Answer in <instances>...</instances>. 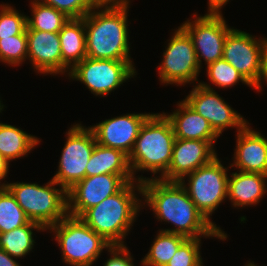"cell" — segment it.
<instances>
[{"label":"cell","instance_id":"cell-1","mask_svg":"<svg viewBox=\"0 0 267 266\" xmlns=\"http://www.w3.org/2000/svg\"><path fill=\"white\" fill-rule=\"evenodd\" d=\"M142 207L151 208L158 221L171 223L172 228L160 231L186 238H227L197 209L179 181L149 178L141 182ZM175 227V228H174Z\"/></svg>","mask_w":267,"mask_h":266},{"label":"cell","instance_id":"cell-2","mask_svg":"<svg viewBox=\"0 0 267 266\" xmlns=\"http://www.w3.org/2000/svg\"><path fill=\"white\" fill-rule=\"evenodd\" d=\"M129 5L130 3H98L83 17L87 57L132 61L128 33Z\"/></svg>","mask_w":267,"mask_h":266},{"label":"cell","instance_id":"cell-3","mask_svg":"<svg viewBox=\"0 0 267 266\" xmlns=\"http://www.w3.org/2000/svg\"><path fill=\"white\" fill-rule=\"evenodd\" d=\"M140 196L141 182L130 181L119 192L87 209L80 218L111 245H126L124 240L144 208Z\"/></svg>","mask_w":267,"mask_h":266},{"label":"cell","instance_id":"cell-4","mask_svg":"<svg viewBox=\"0 0 267 266\" xmlns=\"http://www.w3.org/2000/svg\"><path fill=\"white\" fill-rule=\"evenodd\" d=\"M175 135L170 120L162 113H151L142 124L134 147L128 156L134 180L145 181L149 177L136 176L150 171L151 178H160L172 160ZM158 174L159 176H157Z\"/></svg>","mask_w":267,"mask_h":266},{"label":"cell","instance_id":"cell-5","mask_svg":"<svg viewBox=\"0 0 267 266\" xmlns=\"http://www.w3.org/2000/svg\"><path fill=\"white\" fill-rule=\"evenodd\" d=\"M6 187L14 195L28 219L40 224L46 231L68 214L67 191L53 179L44 185L12 182Z\"/></svg>","mask_w":267,"mask_h":266},{"label":"cell","instance_id":"cell-6","mask_svg":"<svg viewBox=\"0 0 267 266\" xmlns=\"http://www.w3.org/2000/svg\"><path fill=\"white\" fill-rule=\"evenodd\" d=\"M61 250L62 262L69 266H92L103 249L112 245L91 229L80 217L66 215L48 229Z\"/></svg>","mask_w":267,"mask_h":266},{"label":"cell","instance_id":"cell-7","mask_svg":"<svg viewBox=\"0 0 267 266\" xmlns=\"http://www.w3.org/2000/svg\"><path fill=\"white\" fill-rule=\"evenodd\" d=\"M228 168L231 167H224L217 156L210 163L187 174L179 181L197 209L226 238L228 235L213 220L211 221V216L227 198Z\"/></svg>","mask_w":267,"mask_h":266},{"label":"cell","instance_id":"cell-8","mask_svg":"<svg viewBox=\"0 0 267 266\" xmlns=\"http://www.w3.org/2000/svg\"><path fill=\"white\" fill-rule=\"evenodd\" d=\"M165 46L163 59L157 66L161 85L198 84L197 79L201 68L197 61L192 39L188 33L179 26ZM196 81V83H195ZM163 83V84H162Z\"/></svg>","mask_w":267,"mask_h":266},{"label":"cell","instance_id":"cell-9","mask_svg":"<svg viewBox=\"0 0 267 266\" xmlns=\"http://www.w3.org/2000/svg\"><path fill=\"white\" fill-rule=\"evenodd\" d=\"M133 61L100 60L86 57L69 72V79L83 83L95 96H107L136 77Z\"/></svg>","mask_w":267,"mask_h":266},{"label":"cell","instance_id":"cell-10","mask_svg":"<svg viewBox=\"0 0 267 266\" xmlns=\"http://www.w3.org/2000/svg\"><path fill=\"white\" fill-rule=\"evenodd\" d=\"M66 141L58 164V171L52 179L66 191L85 178V170L94 150L96 139L93 131L80 122L66 131Z\"/></svg>","mask_w":267,"mask_h":266},{"label":"cell","instance_id":"cell-11","mask_svg":"<svg viewBox=\"0 0 267 266\" xmlns=\"http://www.w3.org/2000/svg\"><path fill=\"white\" fill-rule=\"evenodd\" d=\"M180 26L192 39L197 61L202 69V60L208 65L223 58L224 43L228 32L233 28L228 26L222 11H208L203 16L193 13Z\"/></svg>","mask_w":267,"mask_h":266},{"label":"cell","instance_id":"cell-12","mask_svg":"<svg viewBox=\"0 0 267 266\" xmlns=\"http://www.w3.org/2000/svg\"><path fill=\"white\" fill-rule=\"evenodd\" d=\"M189 92L183 101L206 119L219 137L225 129L235 128L238 132L248 123L207 82H199Z\"/></svg>","mask_w":267,"mask_h":266},{"label":"cell","instance_id":"cell-13","mask_svg":"<svg viewBox=\"0 0 267 266\" xmlns=\"http://www.w3.org/2000/svg\"><path fill=\"white\" fill-rule=\"evenodd\" d=\"M264 37L234 29L228 32L223 59L231 64L255 89L261 86Z\"/></svg>","mask_w":267,"mask_h":266},{"label":"cell","instance_id":"cell-14","mask_svg":"<svg viewBox=\"0 0 267 266\" xmlns=\"http://www.w3.org/2000/svg\"><path fill=\"white\" fill-rule=\"evenodd\" d=\"M133 174H102L85 177L67 190V213L80 217L87 209L119 192Z\"/></svg>","mask_w":267,"mask_h":266},{"label":"cell","instance_id":"cell-15","mask_svg":"<svg viewBox=\"0 0 267 266\" xmlns=\"http://www.w3.org/2000/svg\"><path fill=\"white\" fill-rule=\"evenodd\" d=\"M149 115L150 112L127 113L90 125V128L95 135L96 143L121 150L129 156L139 130Z\"/></svg>","mask_w":267,"mask_h":266},{"label":"cell","instance_id":"cell-16","mask_svg":"<svg viewBox=\"0 0 267 266\" xmlns=\"http://www.w3.org/2000/svg\"><path fill=\"white\" fill-rule=\"evenodd\" d=\"M216 142L176 138L171 163L159 179L180 181L187 174L210 163L218 155L214 148Z\"/></svg>","mask_w":267,"mask_h":266},{"label":"cell","instance_id":"cell-17","mask_svg":"<svg viewBox=\"0 0 267 266\" xmlns=\"http://www.w3.org/2000/svg\"><path fill=\"white\" fill-rule=\"evenodd\" d=\"M27 59L38 74L62 75L61 43L58 33L26 30Z\"/></svg>","mask_w":267,"mask_h":266},{"label":"cell","instance_id":"cell-18","mask_svg":"<svg viewBox=\"0 0 267 266\" xmlns=\"http://www.w3.org/2000/svg\"><path fill=\"white\" fill-rule=\"evenodd\" d=\"M248 122L236 133V148L230 167L243 172L267 175V138Z\"/></svg>","mask_w":267,"mask_h":266},{"label":"cell","instance_id":"cell-19","mask_svg":"<svg viewBox=\"0 0 267 266\" xmlns=\"http://www.w3.org/2000/svg\"><path fill=\"white\" fill-rule=\"evenodd\" d=\"M266 183L267 175L237 170L228 177L227 198L233 208L256 206L267 192Z\"/></svg>","mask_w":267,"mask_h":266},{"label":"cell","instance_id":"cell-20","mask_svg":"<svg viewBox=\"0 0 267 266\" xmlns=\"http://www.w3.org/2000/svg\"><path fill=\"white\" fill-rule=\"evenodd\" d=\"M176 108L170 114L163 112L170 120L176 138L217 141L219 136L214 132L209 122L184 101L177 102Z\"/></svg>","mask_w":267,"mask_h":266},{"label":"cell","instance_id":"cell-21","mask_svg":"<svg viewBox=\"0 0 267 266\" xmlns=\"http://www.w3.org/2000/svg\"><path fill=\"white\" fill-rule=\"evenodd\" d=\"M61 43L62 74L87 57L86 32L83 18H70L58 32Z\"/></svg>","mask_w":267,"mask_h":266},{"label":"cell","instance_id":"cell-22","mask_svg":"<svg viewBox=\"0 0 267 266\" xmlns=\"http://www.w3.org/2000/svg\"><path fill=\"white\" fill-rule=\"evenodd\" d=\"M102 174H132L128 155L96 143L86 166L85 177Z\"/></svg>","mask_w":267,"mask_h":266},{"label":"cell","instance_id":"cell-23","mask_svg":"<svg viewBox=\"0 0 267 266\" xmlns=\"http://www.w3.org/2000/svg\"><path fill=\"white\" fill-rule=\"evenodd\" d=\"M39 139L20 127L0 122V154L9 162L28 156L40 144Z\"/></svg>","mask_w":267,"mask_h":266},{"label":"cell","instance_id":"cell-24","mask_svg":"<svg viewBox=\"0 0 267 266\" xmlns=\"http://www.w3.org/2000/svg\"><path fill=\"white\" fill-rule=\"evenodd\" d=\"M46 232L38 223L30 221L28 224L15 228L6 233H0V248L11 257L24 258L34 249V232Z\"/></svg>","mask_w":267,"mask_h":266},{"label":"cell","instance_id":"cell-25","mask_svg":"<svg viewBox=\"0 0 267 266\" xmlns=\"http://www.w3.org/2000/svg\"><path fill=\"white\" fill-rule=\"evenodd\" d=\"M31 17L27 15L26 30H38L58 33L64 24L70 19L63 12L39 0H31Z\"/></svg>","mask_w":267,"mask_h":266},{"label":"cell","instance_id":"cell-26","mask_svg":"<svg viewBox=\"0 0 267 266\" xmlns=\"http://www.w3.org/2000/svg\"><path fill=\"white\" fill-rule=\"evenodd\" d=\"M158 231L148 253L141 260L142 266H166L179 246L187 239L179 234Z\"/></svg>","mask_w":267,"mask_h":266},{"label":"cell","instance_id":"cell-27","mask_svg":"<svg viewBox=\"0 0 267 266\" xmlns=\"http://www.w3.org/2000/svg\"><path fill=\"white\" fill-rule=\"evenodd\" d=\"M30 222L14 195L0 187V233L9 232Z\"/></svg>","mask_w":267,"mask_h":266},{"label":"cell","instance_id":"cell-28","mask_svg":"<svg viewBox=\"0 0 267 266\" xmlns=\"http://www.w3.org/2000/svg\"><path fill=\"white\" fill-rule=\"evenodd\" d=\"M206 76L218 88H231L234 85L246 84L248 87L256 90L231 64L223 58L218 59L206 66Z\"/></svg>","mask_w":267,"mask_h":266},{"label":"cell","instance_id":"cell-29","mask_svg":"<svg viewBox=\"0 0 267 266\" xmlns=\"http://www.w3.org/2000/svg\"><path fill=\"white\" fill-rule=\"evenodd\" d=\"M28 54L26 29L20 35L0 39V62L8 66L25 63Z\"/></svg>","mask_w":267,"mask_h":266},{"label":"cell","instance_id":"cell-30","mask_svg":"<svg viewBox=\"0 0 267 266\" xmlns=\"http://www.w3.org/2000/svg\"><path fill=\"white\" fill-rule=\"evenodd\" d=\"M26 15L16 10L13 5H0V39L20 35L27 27Z\"/></svg>","mask_w":267,"mask_h":266},{"label":"cell","instance_id":"cell-31","mask_svg":"<svg viewBox=\"0 0 267 266\" xmlns=\"http://www.w3.org/2000/svg\"><path fill=\"white\" fill-rule=\"evenodd\" d=\"M201 238H187L166 266H203Z\"/></svg>","mask_w":267,"mask_h":266},{"label":"cell","instance_id":"cell-32","mask_svg":"<svg viewBox=\"0 0 267 266\" xmlns=\"http://www.w3.org/2000/svg\"><path fill=\"white\" fill-rule=\"evenodd\" d=\"M63 12L69 18H83L99 2L98 0H39Z\"/></svg>","mask_w":267,"mask_h":266},{"label":"cell","instance_id":"cell-33","mask_svg":"<svg viewBox=\"0 0 267 266\" xmlns=\"http://www.w3.org/2000/svg\"><path fill=\"white\" fill-rule=\"evenodd\" d=\"M110 257L103 266H134L133 255L126 245H112L106 250Z\"/></svg>","mask_w":267,"mask_h":266},{"label":"cell","instance_id":"cell-34","mask_svg":"<svg viewBox=\"0 0 267 266\" xmlns=\"http://www.w3.org/2000/svg\"><path fill=\"white\" fill-rule=\"evenodd\" d=\"M266 84L267 86V38H264L263 44V63H262V75H261V86L256 89V92H261L263 89L262 84Z\"/></svg>","mask_w":267,"mask_h":266},{"label":"cell","instance_id":"cell-35","mask_svg":"<svg viewBox=\"0 0 267 266\" xmlns=\"http://www.w3.org/2000/svg\"><path fill=\"white\" fill-rule=\"evenodd\" d=\"M9 165L10 162L0 154V187H6L9 183L5 180L8 176L7 174L9 173ZM3 180L5 181L3 182Z\"/></svg>","mask_w":267,"mask_h":266},{"label":"cell","instance_id":"cell-36","mask_svg":"<svg viewBox=\"0 0 267 266\" xmlns=\"http://www.w3.org/2000/svg\"><path fill=\"white\" fill-rule=\"evenodd\" d=\"M15 259L0 248V266H22Z\"/></svg>","mask_w":267,"mask_h":266},{"label":"cell","instance_id":"cell-37","mask_svg":"<svg viewBox=\"0 0 267 266\" xmlns=\"http://www.w3.org/2000/svg\"><path fill=\"white\" fill-rule=\"evenodd\" d=\"M230 0H208L207 11H221Z\"/></svg>","mask_w":267,"mask_h":266},{"label":"cell","instance_id":"cell-38","mask_svg":"<svg viewBox=\"0 0 267 266\" xmlns=\"http://www.w3.org/2000/svg\"><path fill=\"white\" fill-rule=\"evenodd\" d=\"M99 3H131L130 0H98Z\"/></svg>","mask_w":267,"mask_h":266},{"label":"cell","instance_id":"cell-39","mask_svg":"<svg viewBox=\"0 0 267 266\" xmlns=\"http://www.w3.org/2000/svg\"><path fill=\"white\" fill-rule=\"evenodd\" d=\"M244 266H257V264H255L253 261L251 262V260H250V261H247V263H245Z\"/></svg>","mask_w":267,"mask_h":266},{"label":"cell","instance_id":"cell-40","mask_svg":"<svg viewBox=\"0 0 267 266\" xmlns=\"http://www.w3.org/2000/svg\"><path fill=\"white\" fill-rule=\"evenodd\" d=\"M2 101H1V99H0V113H2V111L4 110V104L3 103H1Z\"/></svg>","mask_w":267,"mask_h":266}]
</instances>
